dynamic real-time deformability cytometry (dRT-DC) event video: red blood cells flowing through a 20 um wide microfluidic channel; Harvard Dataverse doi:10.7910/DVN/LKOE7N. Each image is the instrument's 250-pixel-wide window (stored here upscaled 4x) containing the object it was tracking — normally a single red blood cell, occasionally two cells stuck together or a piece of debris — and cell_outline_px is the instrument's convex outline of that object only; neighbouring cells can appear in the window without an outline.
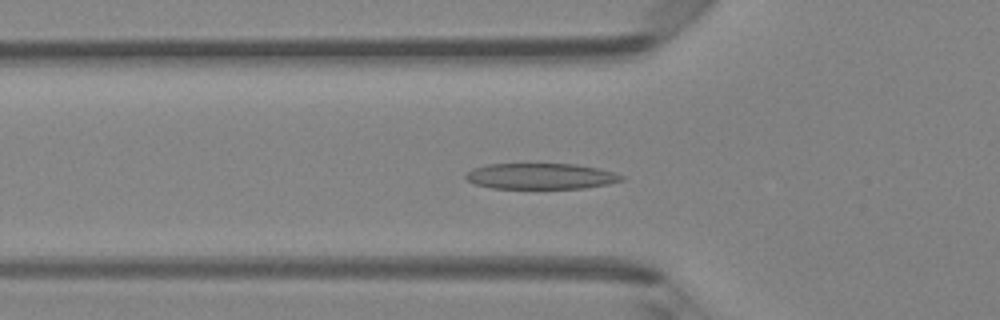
{"species": "Egyptian fruit bat (a non-hibernating species)", "species_latin": "Rousettus aegyptiacus", "temperature_condition": "room temperature", "stored_images_in_passage": 40, "camera_frame_rate_fps": 3000, "um_per_image_px": 0.085, "animal": {"sex": "female"}, "frame": {"image": 1, "passage_image": 7, "time_ms": 2.0, "image_size_px": [1000, 320], "cell_outline_px": [[624, 180], [608, 184], [584, 188], [492, 188], [476, 184], [468, 180], [464, 176], [472, 168], [488, 164], [576, 164], [600, 168], [624, 176]], "centroid_in_image_um": [45.98, 14.97], "position_along_channel_um": 79.8, "area_um2": 23.41}}
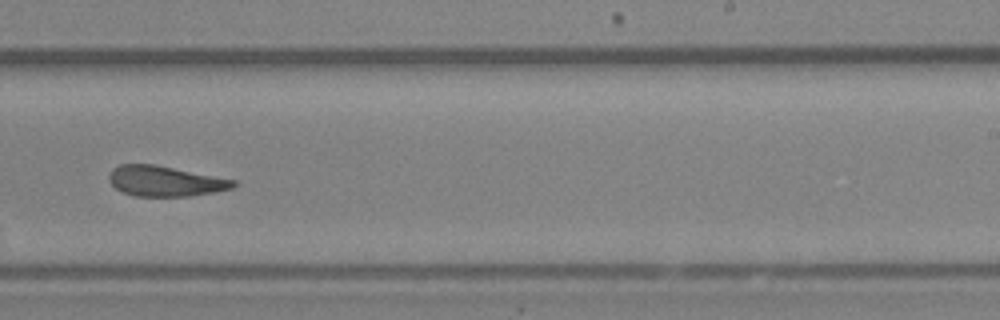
{"frame": {"image": 2, "passage_image": 21, "time_ms": 6.667, "image_size_px": [1000, 320], "cell_outline_px": [[236, 184], [232, 188], [212, 192], [188, 196], [136, 196], [124, 192], [116, 188], [108, 180], [108, 176], [112, 168], [120, 164], [152, 164], [236, 180]], "centroid_in_image_um": [14.0, 15.39], "position_along_channel_um": 275.0, "area_um2": 21.68}}
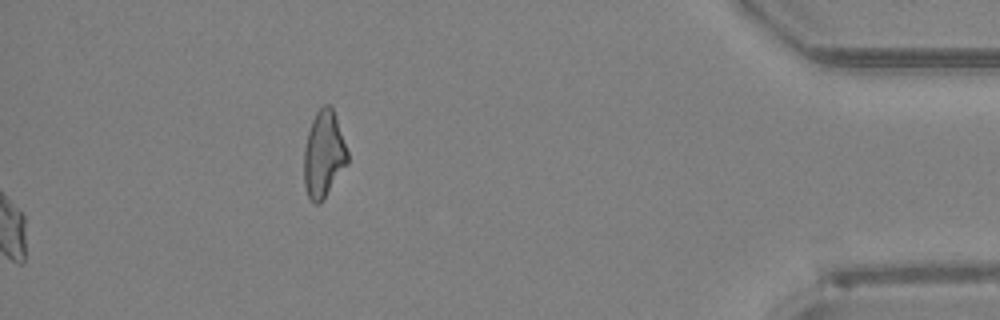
{"frame": {"image": 3, "passage_image": 40, "time_ms": 13.0, "image_size_px": [1000, 320], "cell_outline_px": [[348, 164], [320, 204], [312, 204], [308, 196], [304, 184], [304, 148], [308, 132], [312, 120], [316, 112], [324, 104], [328, 104], [332, 108], [348, 152]], "centroid_in_image_um": [27.5, 13.16], "position_along_channel_um": 407.7, "area_um2": 21.91}, "authors_computed_cell_mechanics": {"area_um2": 22.7154, "velocity_mm_per_s": 4.1865, "shape_relaxation_time_tau1_ms": 5.0766, "shape_relaxation_time_tau2_ms": 2.3882, "deformation_change_tau1": 0.1809, "deformation_change_tau2": 0.1157}}